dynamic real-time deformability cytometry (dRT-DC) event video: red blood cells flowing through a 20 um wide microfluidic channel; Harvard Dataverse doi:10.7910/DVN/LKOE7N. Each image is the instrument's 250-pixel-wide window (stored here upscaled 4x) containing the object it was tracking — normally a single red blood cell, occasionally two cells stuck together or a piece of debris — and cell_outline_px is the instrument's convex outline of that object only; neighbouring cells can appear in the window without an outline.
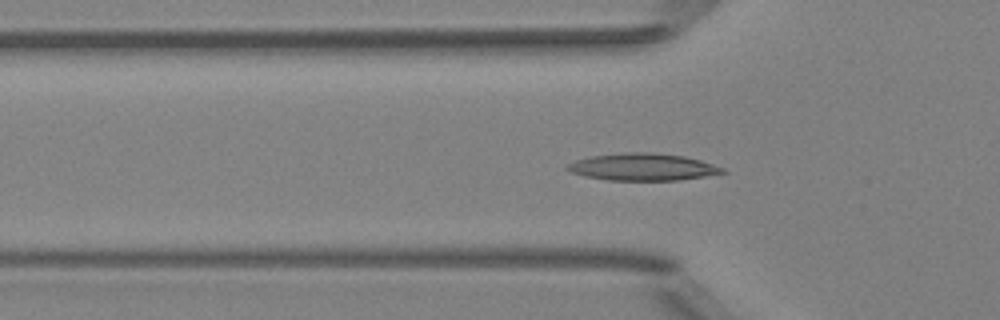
{"species": "Egyptian fruit bat (a non-hibernating species)", "species_latin": "Rousettus aegyptiacus", "temperature_condition": "room temperature", "stored_images_in_passage": 51, "camera_frame_rate_fps": 3000, "um_per_image_px": 0.085, "animal": {"sex": "female"}, "frame": {"image": 1, "passage_image": 17, "time_ms": 5.333, "image_size_px": [1000, 320], "cell_outline_px": [[728, 172], [680, 180], [608, 180], [588, 176], [572, 172], [564, 168], [568, 164], [576, 160], [592, 156], [624, 152], [652, 152], [684, 156], [700, 160], [724, 168]], "centroid_in_image_um": [54.65, 14.18], "position_along_channel_um": 71.1, "area_um2": 24.33}}
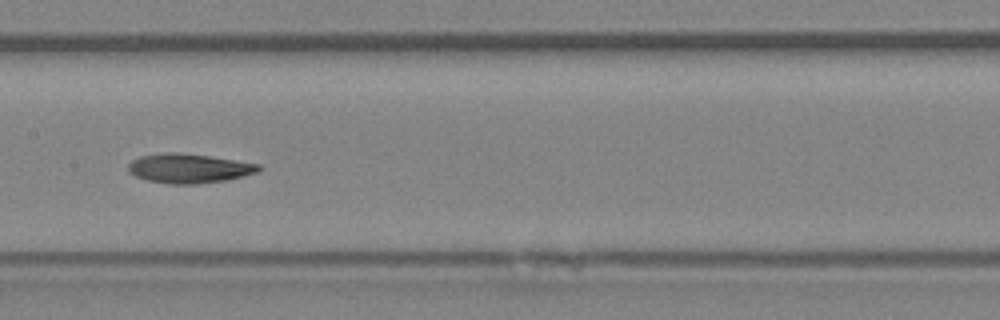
{"frame": {"image": 2, "passage_image": 26, "time_ms": 8.333, "image_size_px": [1000, 320], "cell_outline_px": [[260, 168], [256, 172], [244, 176], [228, 180], [196, 184], [168, 184], [148, 180], [136, 176], [128, 172], [128, 164], [132, 160], [140, 156], [164, 152], [172, 152], [208, 156], [260, 164]], "centroid_in_image_um": [16.03, 14.32], "position_along_channel_um": 191.4, "area_um2": 22.2}}
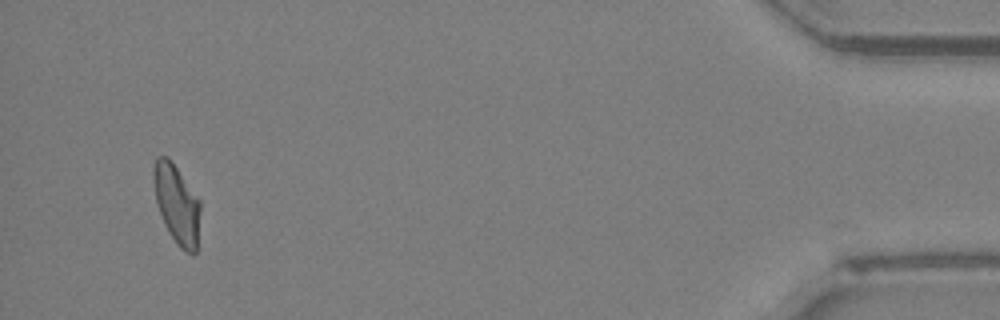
{"frame": {"image": 3, "passage_image": 49, "time_ms": 16.0, "image_size_px": [1000, 320], "cell_outline_px": [[200, 212], [196, 252], [192, 256], [184, 252], [176, 244], [168, 232], [164, 224], [156, 200], [152, 176], [152, 168], [156, 156], [168, 156], [200, 200]], "centroid_in_image_um": [15.02, 17.36], "position_along_channel_um": 420.2, "area_um2": 21.73}, "authors_computed_cell_mechanics": {"area_um2": 22.1374, "velocity_mm_per_s": 4.0153, "shape_relaxation_time_tau1_ms": null, "shape_relaxation_time_tau2_ms": 7.7419, "deformation_change_tau1": null, "deformation_change_tau2": 0.1566}}